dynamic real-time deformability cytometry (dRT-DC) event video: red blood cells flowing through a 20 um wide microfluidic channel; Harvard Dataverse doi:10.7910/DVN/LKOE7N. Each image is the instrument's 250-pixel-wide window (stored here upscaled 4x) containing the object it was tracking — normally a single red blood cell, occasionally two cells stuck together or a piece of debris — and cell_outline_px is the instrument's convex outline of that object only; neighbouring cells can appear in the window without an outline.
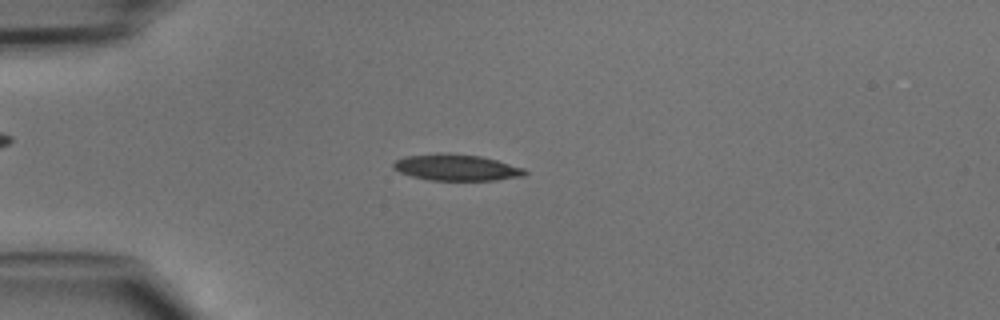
{"species": "common noctule bat (a hibernating species)", "species_latin": "Nyctalus noctula", "temperature_condition": "cold", "stored_images_in_passage": 47, "camera_frame_rate_fps": 3000, "um_per_image_px": 0.085, "animal": {"sex": "male", "body_mass_g": 15.6}, "frame": {"image": 1, "passage_image": 12, "time_ms": 3.667, "image_size_px": [1000, 320], "cell_outline_px": [[528, 172], [524, 176], [496, 180], [428, 180], [412, 176], [400, 172], [392, 168], [392, 164], [396, 160], [404, 156], [436, 152], [444, 152], [480, 156], [496, 160], [524, 168]], "centroid_in_image_um": [38.76, 14.22], "position_along_channel_um": 46.2, "area_um2": 20.35}}
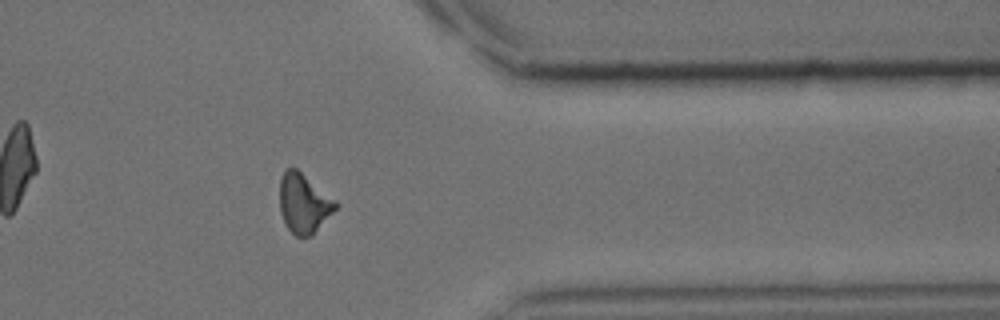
{"frame": {"image": 2, "passage_image": 38, "time_ms": 12.333, "image_size_px": [1000, 320], "cell_outline_px": [[340, 204], [308, 236], [296, 236], [288, 228], [280, 212], [280, 180], [284, 172], [288, 168], [296, 168], [336, 200]], "centroid_in_image_um": [25.8, 17.24], "position_along_channel_um": 385.6, "area_um2": 18.73}}
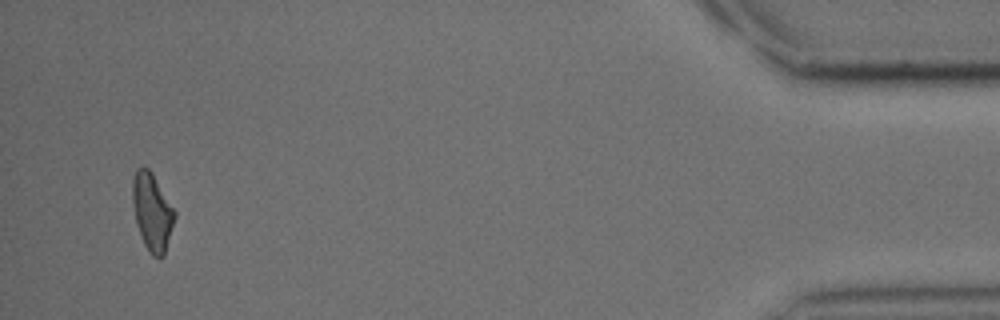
{"frame": {"image": 3, "passage_image": 45, "time_ms": 14.667, "image_size_px": [1000, 320], "cell_outline_px": [[176, 216], [164, 256], [160, 260], [152, 256], [148, 252], [140, 236], [136, 224], [132, 204], [132, 180], [136, 168], [144, 164], [152, 172], [176, 212]], "centroid_in_image_um": [12.92, 18.02], "position_along_channel_um": 422.3, "area_um2": 19.48}}